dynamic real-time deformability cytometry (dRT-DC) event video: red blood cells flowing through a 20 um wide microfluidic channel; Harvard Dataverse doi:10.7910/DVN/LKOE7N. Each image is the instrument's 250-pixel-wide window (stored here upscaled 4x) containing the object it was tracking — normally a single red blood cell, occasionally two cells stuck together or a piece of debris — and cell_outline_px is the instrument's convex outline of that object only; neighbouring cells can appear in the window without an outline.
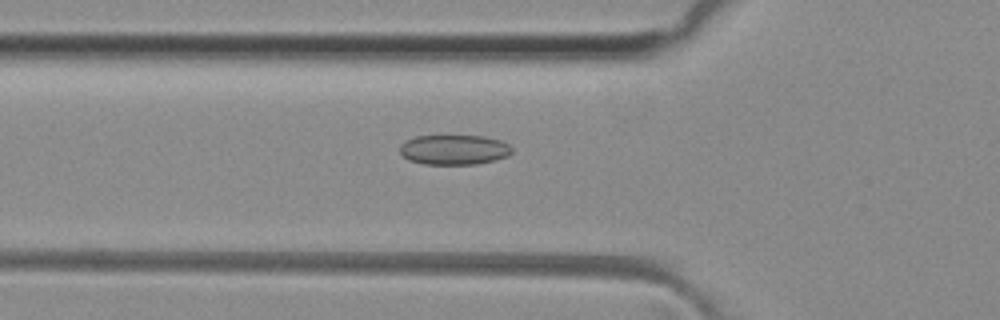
{"species": "common noctule bat (a hibernating species)", "species_latin": "Nyctalus noctula", "temperature_condition": "room temperature", "stored_images_in_passage": 36, "camera_frame_rate_fps": 3000, "um_per_image_px": 0.085, "animal": {"sex": "female", "body_mass_g": 29.2, "forearm_length_mm": 56.3}, "frame": {"image": 1, "passage_image": 9, "time_ms": 2.667, "image_size_px": [1000, 320], "cell_outline_px": [[512, 152], [508, 156], [476, 164], [424, 164], [408, 160], [400, 152], [400, 144], [404, 140], [416, 136], [484, 136], [500, 140], [508, 144], [512, 148]], "centroid_in_image_um": [38.57, 12.72], "position_along_channel_um": 87.2, "area_um2": 19.54}}
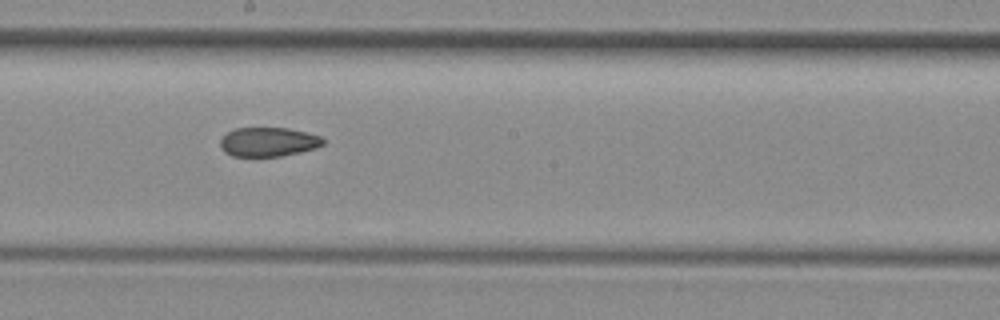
{"frame": {"image": 2, "passage_image": 19, "time_ms": 6.0, "image_size_px": [1000, 320], "cell_outline_px": [[324, 144], [316, 148], [300, 152], [280, 156], [232, 156], [224, 152], [220, 148], [220, 140], [228, 132], [236, 128], [288, 128], [320, 136], [324, 140]], "centroid_in_image_um": [22.79, 12.07], "position_along_channel_um": 225.4, "area_um2": 17.4}}
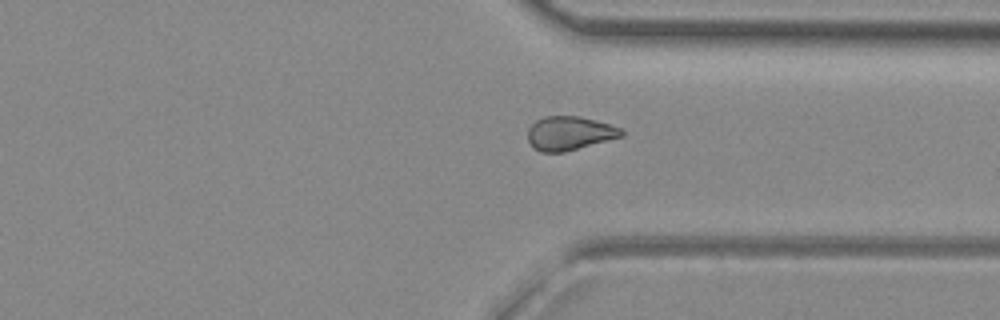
{"frame": {"image": 3, "passage_image": 29, "time_ms": 9.333, "image_size_px": [1000, 320], "cell_outline_px": [[624, 136], [564, 152], [540, 152], [532, 148], [528, 140], [528, 128], [536, 120], [544, 116], [580, 116], [608, 124], [620, 128], [624, 132]], "centroid_in_image_um": [48.38, 11.33], "position_along_channel_um": 363.0, "area_um2": 18.5}}